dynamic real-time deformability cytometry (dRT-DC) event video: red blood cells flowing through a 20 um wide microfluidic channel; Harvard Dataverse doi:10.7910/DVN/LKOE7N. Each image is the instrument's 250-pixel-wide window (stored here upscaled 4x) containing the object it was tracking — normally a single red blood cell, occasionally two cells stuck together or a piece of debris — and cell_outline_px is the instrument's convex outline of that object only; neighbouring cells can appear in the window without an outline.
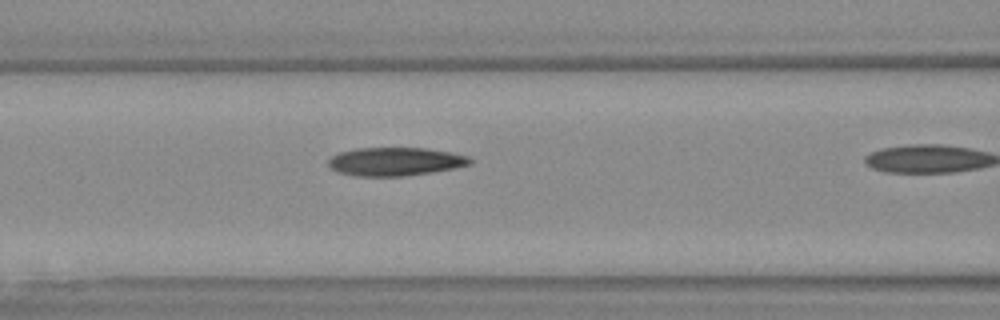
{"species": "Egyptian fruit bat (a non-hibernating species)", "species_latin": "Rousettus aegyptiacus", "temperature_condition": "warm", "stored_images_in_passage": 9, "camera_frame_rate_fps": 3000, "um_per_image_px": 0.085, "animal": {"sex": "female"}, "frame": {"image": 1, "passage_image": 6, "time_ms": 1.667, "image_size_px": [1000, 320], "cell_outline_px": [[472, 160], [468, 164], [452, 168], [432, 172], [404, 176], [356, 176], [336, 172], [328, 164], [328, 160], [332, 156], [340, 152], [356, 148], [424, 148], [448, 152], [468, 156]], "centroid_in_image_um": [33.54, 13.73], "position_along_channel_um": 133.1, "area_um2": 23.18}}